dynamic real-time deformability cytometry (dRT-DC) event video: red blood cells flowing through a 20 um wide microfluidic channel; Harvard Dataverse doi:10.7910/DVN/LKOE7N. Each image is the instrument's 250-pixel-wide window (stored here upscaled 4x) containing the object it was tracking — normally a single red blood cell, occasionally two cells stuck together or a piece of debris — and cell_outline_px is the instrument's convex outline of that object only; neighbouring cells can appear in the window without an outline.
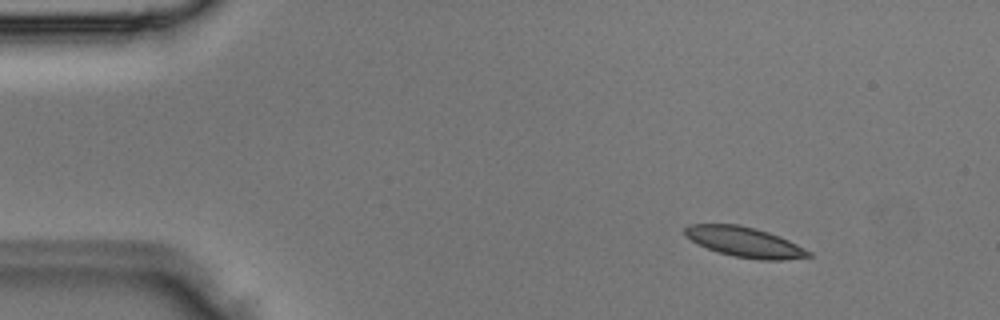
{"species": "Egyptian fruit bat (a non-hibernating species)", "species_latin": "Rousettus aegyptiacus", "temperature_condition": "room temperature", "stored_images_in_passage": 3, "camera_frame_rate_fps": 3000, "um_per_image_px": 0.085, "animal": {"sex": "male"}, "frame": {"image": 1, "passage_image": 1, "time_ms": 0.0, "image_size_px": [1000, 320], "cell_outline_px": [[812, 256], [784, 260], [760, 260], [736, 256], [720, 252], [708, 248], [684, 236], [684, 228], [688, 224], [740, 224], [756, 228], [780, 236], [812, 252]], "centroid_in_image_um": [63.31, 20.56], "position_along_channel_um": 21.7, "area_um2": 21.56}}
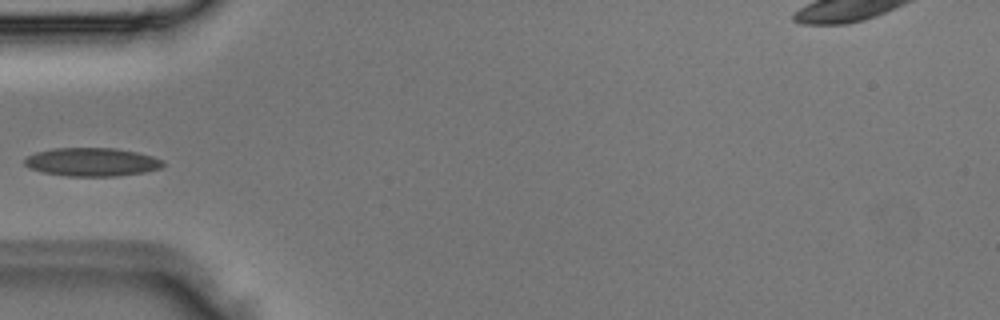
{"frame": {"image": 2, "passage_image": 3, "time_ms": 0.667, "image_size_px": [1000, 320], "cell_outline_px": [[164, 164], [160, 168], [144, 172], [116, 176], [68, 176], [44, 172], [28, 168], [24, 164], [24, 160], [28, 156], [36, 152], [52, 148], [116, 148], [136, 152], [152, 156], [164, 160]], "centroid_in_image_um": [7.81, 13.76], "position_along_channel_um": 77.2, "area_um2": 22.89}}